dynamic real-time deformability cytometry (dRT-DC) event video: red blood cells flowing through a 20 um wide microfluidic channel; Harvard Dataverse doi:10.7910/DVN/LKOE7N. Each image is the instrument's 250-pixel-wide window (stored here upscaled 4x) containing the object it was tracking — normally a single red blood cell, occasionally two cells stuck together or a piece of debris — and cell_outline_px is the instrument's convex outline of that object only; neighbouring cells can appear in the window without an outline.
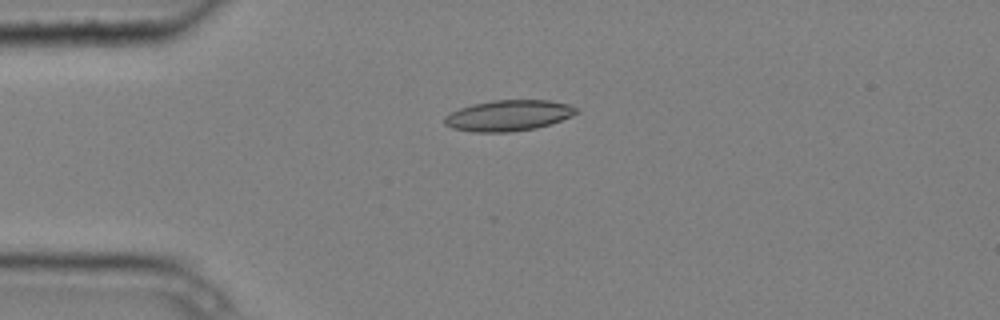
{"species": "common noctule bat (a hibernating species)", "species_latin": "Nyctalus noctula", "temperature_condition": "cold", "stored_images_in_passage": 4, "camera_frame_rate_fps": 3000, "um_per_image_px": 0.085, "animal": {"sex": "male", "body_mass_g": 20.4}, "frame": {"image": 1, "passage_image": 1, "time_ms": 0.0, "image_size_px": [1000, 320], "cell_outline_px": [[580, 112], [572, 116], [552, 124], [536, 128], [508, 132], [472, 132], [452, 128], [444, 124], [444, 116], [448, 112], [472, 104], [492, 100], [552, 100], [568, 104], [576, 108]], "centroid_in_image_um": [43.21, 9.81], "position_along_channel_um": 41.8, "area_um2": 23.99}}
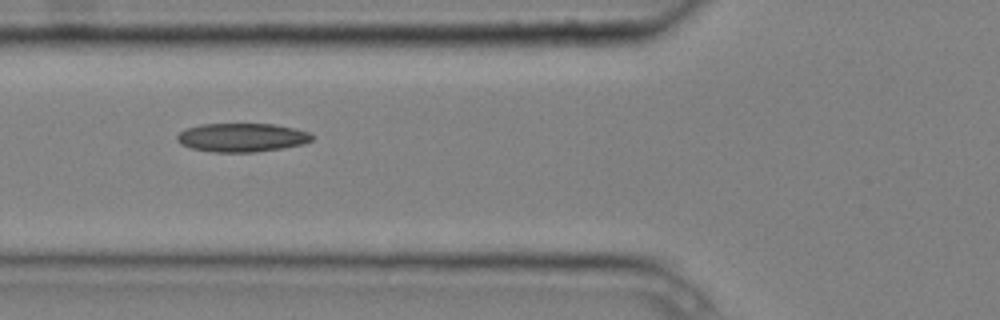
{"frame": {"image": 2, "passage_image": 3, "time_ms": 0.667, "image_size_px": [1000, 320], "cell_outline_px": [[312, 140], [304, 144], [284, 148], [256, 152], [212, 152], [192, 148], [180, 144], [176, 140], [176, 136], [184, 128], [200, 124], [272, 124], [296, 128], [308, 132], [312, 136]], "centroid_in_image_um": [20.54, 11.69], "position_along_channel_um": 105.3, "area_um2": 22.72}}
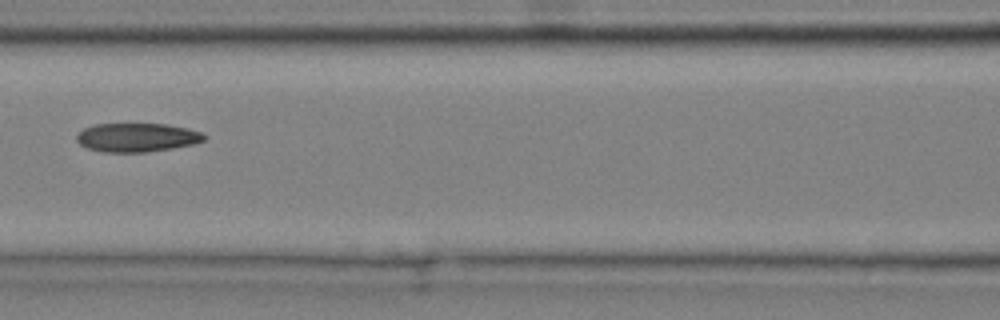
{"frame": {"image": 3, "passage_image": 4, "time_ms": 1.0, "image_size_px": [1000, 320], "cell_outline_px": [[208, 136], [204, 140], [192, 144], [172, 148], [148, 152], [104, 152], [88, 148], [80, 144], [76, 140], [76, 136], [84, 128], [96, 124], [164, 124], [188, 128], [204, 132]], "centroid_in_image_um": [11.67, 11.68], "position_along_channel_um": 154.9, "area_um2": 21.39}}